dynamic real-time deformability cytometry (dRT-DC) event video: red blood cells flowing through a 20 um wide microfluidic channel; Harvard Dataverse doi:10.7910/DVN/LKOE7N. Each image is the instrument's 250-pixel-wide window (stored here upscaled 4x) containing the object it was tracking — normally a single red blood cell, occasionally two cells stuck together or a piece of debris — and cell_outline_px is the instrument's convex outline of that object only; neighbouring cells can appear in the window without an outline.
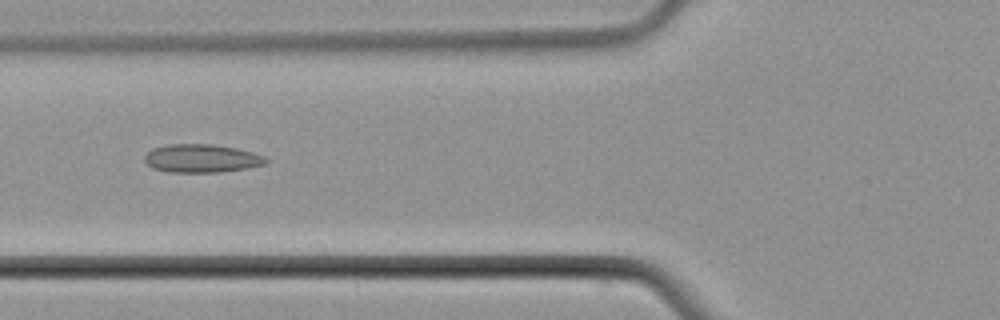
{"species": "common noctule bat (a hibernating species)", "species_latin": "Nyctalus noctula", "temperature_condition": "cold", "stored_images_in_passage": 8, "camera_frame_rate_fps": 3000, "um_per_image_px": 0.085, "animal": {"sex": "male", "body_mass_g": 21.5, "forearm_length_mm": 52.0}, "frame": {"image": 1, "passage_image": 6, "time_ms": 6.0, "image_size_px": [1000, 320], "cell_outline_px": [[268, 164], [248, 168], [220, 172], [168, 172], [152, 168], [144, 160], [144, 156], [152, 148], [168, 144], [212, 144], [236, 148], [252, 152], [264, 156], [268, 160]], "centroid_in_image_um": [17.14, 13.46], "position_along_channel_um": 108.7, "area_um2": 20.11}}
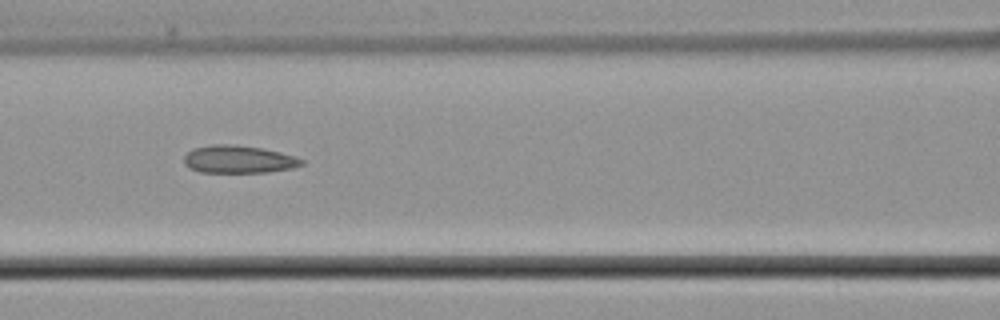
{"frame": {"image": 2, "passage_image": 7, "time_ms": 7.0, "image_size_px": [1000, 320], "cell_outline_px": [[304, 164], [292, 168], [268, 172], [200, 172], [184, 164], [184, 156], [192, 148], [212, 144], [236, 144], [260, 148], [280, 152], [296, 156], [304, 160]], "centroid_in_image_um": [20.29, 13.53], "position_along_channel_um": 146.3, "area_um2": 19.02}}
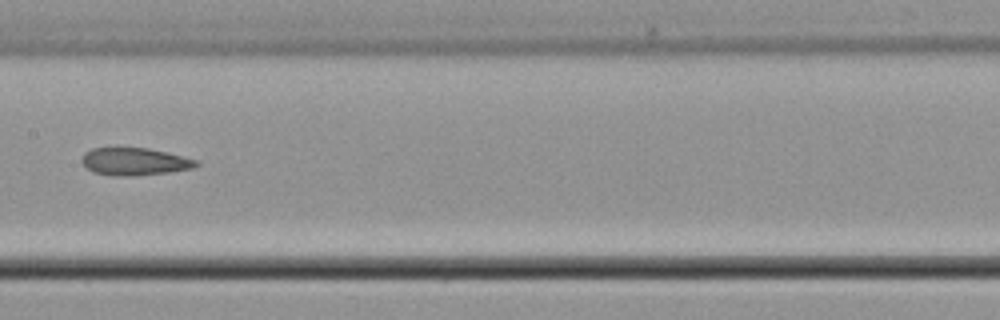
{"frame": {"image": 3, "passage_image": 8, "time_ms": 8.333, "image_size_px": [1000, 320], "cell_outline_px": [[200, 164], [192, 168], [168, 172], [132, 176], [112, 176], [92, 172], [84, 168], [80, 160], [84, 152], [92, 148], [116, 144], [148, 148], [196, 160]], "centroid_in_image_um": [11.29, 13.69], "position_along_channel_um": 196.1, "area_um2": 19.13}}